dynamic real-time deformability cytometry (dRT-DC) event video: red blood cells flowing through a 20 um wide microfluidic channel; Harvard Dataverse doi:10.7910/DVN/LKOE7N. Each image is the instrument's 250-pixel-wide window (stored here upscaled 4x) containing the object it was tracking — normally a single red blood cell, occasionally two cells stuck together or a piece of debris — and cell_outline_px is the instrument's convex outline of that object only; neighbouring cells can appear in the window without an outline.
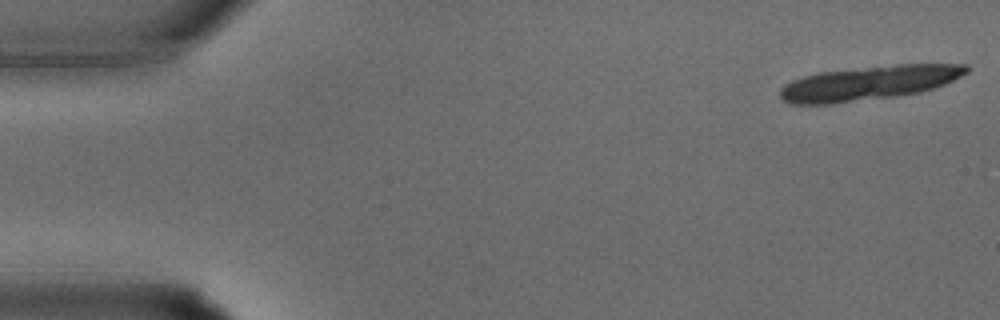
{"species": "common noctule bat (a hibernating species)", "species_latin": "Nyctalus noctula", "temperature_condition": "warm", "stored_images_in_passage": 12, "camera_frame_rate_fps": 3000, "um_per_image_px": 0.085, "animal": {"sex": "male", "body_mass_g": 15.6}, "frame": {"image": 1, "passage_image": 1, "time_ms": 0.0, "image_size_px": [1000, 320], "cell_outline_px": [[968, 72], [944, 84], [920, 92], [896, 96], [832, 104], [788, 104], [780, 96], [780, 88], [784, 84], [792, 80], [816, 72], [896, 64], [968, 64]], "centroid_in_image_um": [73.81, 7.05], "position_along_channel_um": 11.2, "area_um2": 37.17}}